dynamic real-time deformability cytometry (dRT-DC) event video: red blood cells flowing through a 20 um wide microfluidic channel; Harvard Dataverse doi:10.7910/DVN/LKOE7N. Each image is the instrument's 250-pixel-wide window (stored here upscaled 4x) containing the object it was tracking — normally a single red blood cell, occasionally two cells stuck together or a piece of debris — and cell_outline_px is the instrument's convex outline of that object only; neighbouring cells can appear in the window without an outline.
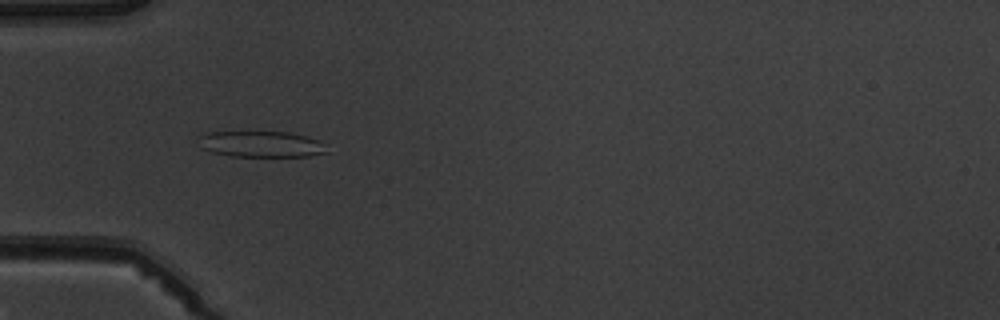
{"species": "common noctule bat (a hibernating species)", "species_latin": "Nyctalus noctula", "temperature_condition": "warm", "stored_images_in_passage": 5, "camera_frame_rate_fps": 3000, "um_per_image_px": 0.085, "animal": {"sex": "male", "body_mass_g": 19.5, "forearm_length_mm": 54.6}, "frame": {"image": 1, "passage_image": 4, "time_ms": 4.333, "image_size_px": [1000, 320], "cell_outline_px": [[328, 152], [308, 156], [228, 156], [212, 152], [200, 148], [200, 136], [208, 132], [288, 132], [308, 136], [316, 140]], "centroid_in_image_um": [22.14, 12.25], "position_along_channel_um": 62.9, "area_um2": 19.19}}